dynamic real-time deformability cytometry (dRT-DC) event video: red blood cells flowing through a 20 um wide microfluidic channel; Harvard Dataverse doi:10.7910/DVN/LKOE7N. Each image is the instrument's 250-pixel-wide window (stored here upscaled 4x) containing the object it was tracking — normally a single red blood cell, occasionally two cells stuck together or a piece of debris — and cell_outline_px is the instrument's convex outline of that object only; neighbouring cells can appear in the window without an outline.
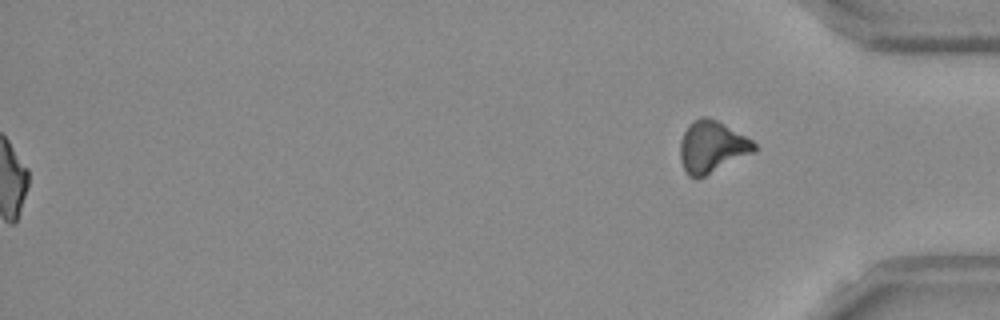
{"species": "Egyptian fruit bat (a non-hibernating species)", "species_latin": "Rousettus aegyptiacus", "temperature_condition": "room temperature", "stored_images_in_passage": 43, "camera_frame_rate_fps": 3000, "um_per_image_px": 0.085, "frame": {"image": 1, "passage_image": 43, "time_ms": 14.0, "image_size_px": [1000, 320], "cell_outline_px": [[756, 152], [704, 176], [688, 176], [680, 160], [680, 144], [684, 132], [688, 124], [700, 116], [708, 116], [716, 120], [752, 140], [756, 144]], "centroid_in_image_um": [60.52, 12.47], "position_along_channel_um": 374.7, "area_um2": 22.14}, "authors_computed_cell_mechanics": {"area_um2": 20.7502, "velocity_mm_per_s": 3.8685, "shape_relaxation_time_tau1_ms": 8.9432, "shape_relaxation_time_tau2_ms": 10.9857, "deformation_change_tau1": 0.2092, "deformation_change_tau2": 0.244}}